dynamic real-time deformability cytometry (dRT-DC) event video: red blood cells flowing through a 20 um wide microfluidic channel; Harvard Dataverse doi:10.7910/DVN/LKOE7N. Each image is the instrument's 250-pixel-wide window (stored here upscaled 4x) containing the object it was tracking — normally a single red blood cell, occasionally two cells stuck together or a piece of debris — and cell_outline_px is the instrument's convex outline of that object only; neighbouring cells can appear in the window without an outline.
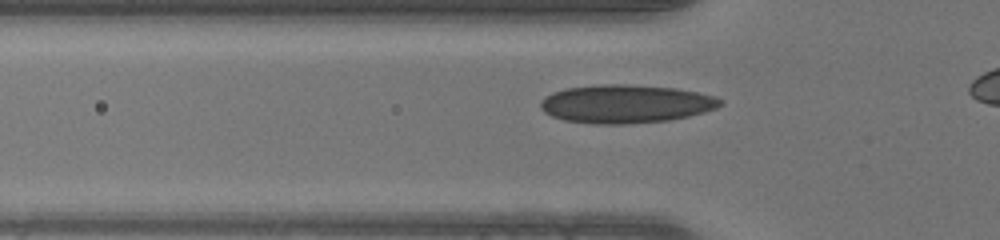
{"species": "human", "species_latin": "Homo sapiens", "temperature_condition": "warm", "stored_images_in_passage": 21, "camera_frame_rate_fps": 3000, "um_per_image_px": 0.085, "donor": {"sex": "male"}, "frame": {"image": 1, "passage_image": 12, "time_ms": 3.667, "image_size_px": [1000, 240], "cell_outline_px": [[724, 104], [716, 108], [704, 112], [688, 116], [668, 120], [628, 124], [592, 124], [564, 120], [552, 116], [544, 112], [540, 108], [540, 100], [544, 96], [552, 92], [564, 88], [600, 84], [624, 84], [676, 88], [716, 96], [724, 100]], "centroid_in_image_um": [53.17, 8.83], "position_along_channel_um": 72.6, "area_um2": 40.52}}
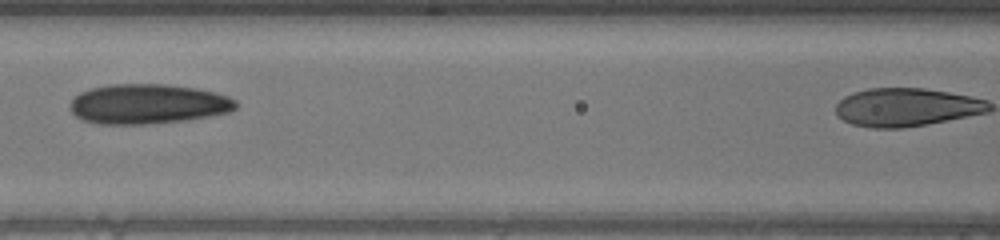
{"frame": {"image": 2, "passage_image": 18, "time_ms": 5.667, "image_size_px": [1000, 240], "cell_outline_px": [[236, 108], [232, 112], [188, 120], [148, 124], [100, 124], [84, 120], [76, 116], [72, 112], [72, 100], [80, 92], [92, 88], [112, 84], [164, 84], [196, 88], [228, 96], [236, 100]], "centroid_in_image_um": [12.61, 8.84], "position_along_channel_um": 154.0, "area_um2": 38.38}}